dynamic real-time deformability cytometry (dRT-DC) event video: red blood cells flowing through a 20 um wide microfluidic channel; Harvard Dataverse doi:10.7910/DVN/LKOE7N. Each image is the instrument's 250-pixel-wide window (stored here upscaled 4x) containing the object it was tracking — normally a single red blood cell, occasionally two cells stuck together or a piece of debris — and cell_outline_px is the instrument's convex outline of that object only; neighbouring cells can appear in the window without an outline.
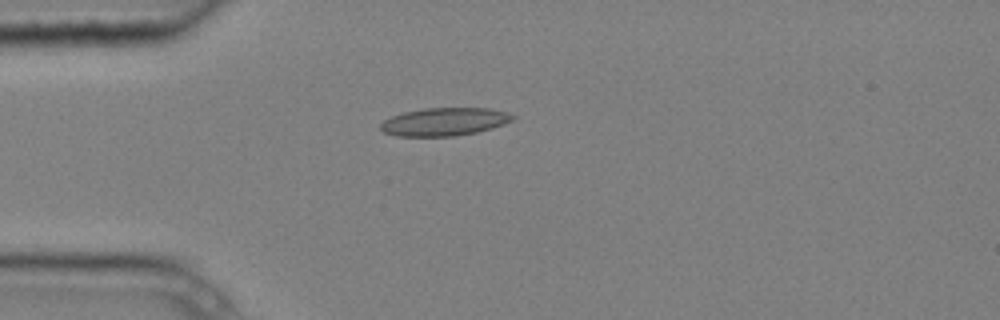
{"species": "common noctule bat (a hibernating species)", "species_latin": "Nyctalus noctula", "temperature_condition": "cold", "stored_images_in_passage": 1, "camera_frame_rate_fps": 3000, "um_per_image_px": 0.085, "animal": {"sex": "male", "body_mass_g": 20.4}, "frame": {"image": 1, "passage_image": 1, "time_ms": 0.0, "image_size_px": [1000, 320], "cell_outline_px": [[516, 116], [512, 120], [504, 124], [492, 128], [476, 132], [452, 136], [396, 136], [384, 132], [380, 128], [380, 124], [384, 120], [392, 116], [404, 112], [424, 108], [492, 108], [508, 112]], "centroid_in_image_um": [37.79, 10.34], "position_along_channel_um": 47.2, "area_um2": 21.56}}